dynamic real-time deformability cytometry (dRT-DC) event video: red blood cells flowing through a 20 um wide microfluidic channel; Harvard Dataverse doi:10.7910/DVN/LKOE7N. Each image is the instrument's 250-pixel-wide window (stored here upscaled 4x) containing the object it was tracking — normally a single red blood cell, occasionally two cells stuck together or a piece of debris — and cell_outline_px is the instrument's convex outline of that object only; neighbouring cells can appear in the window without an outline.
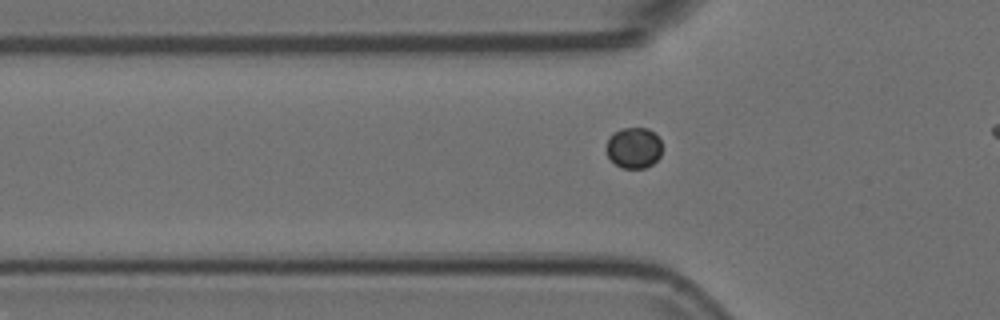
{"species": "Egyptian fruit bat (a non-hibernating species)", "species_latin": "Rousettus aegyptiacus", "temperature_condition": "room temperature", "stored_images_in_passage": 36, "camera_frame_rate_fps": 3000, "um_per_image_px": 0.085, "animal": {"sex": "female"}, "frame": {"image": 1, "passage_image": 9, "time_ms": 2.667, "image_size_px": [1000, 320], "cell_outline_px": [[660, 156], [652, 164], [644, 168], [620, 168], [608, 156], [604, 148], [612, 132], [620, 128], [648, 128], [660, 140]], "centroid_in_image_um": [53.82, 12.56], "position_along_channel_um": 72.0, "area_um2": 13.29}}
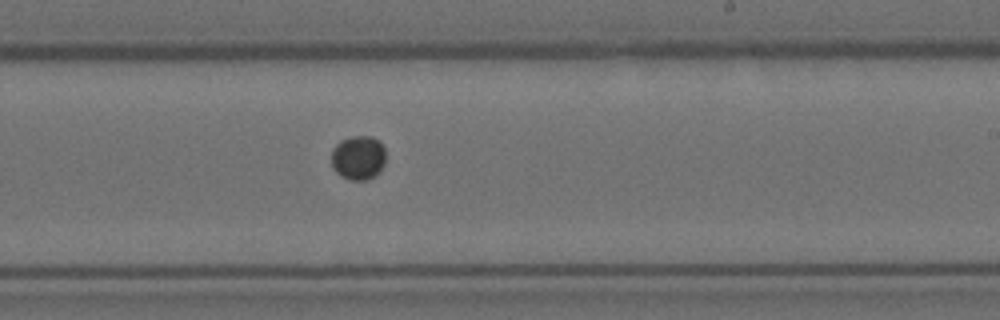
{"frame": {"image": 2, "passage_image": 24, "time_ms": 7.667, "image_size_px": [1000, 320], "cell_outline_px": [[384, 164], [372, 176], [364, 180], [352, 180], [340, 176], [332, 168], [332, 148], [340, 140], [352, 136], [372, 136], [380, 140], [384, 148]], "centroid_in_image_um": [30.42, 13.37], "position_along_channel_um": 258.6, "area_um2": 13.93}}
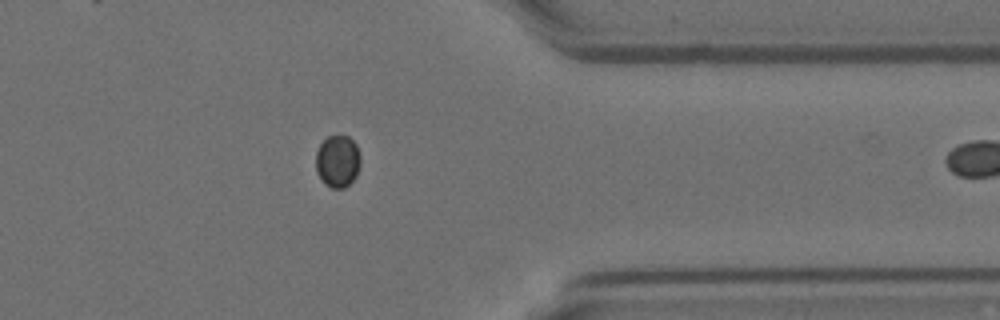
{"frame": {"image": 3, "passage_image": 35, "time_ms": 11.333, "image_size_px": [1000, 320], "cell_outline_px": [[360, 164], [356, 176], [344, 188], [332, 188], [324, 184], [320, 180], [316, 172], [316, 152], [320, 144], [328, 136], [348, 136], [356, 144], [360, 156]], "centroid_in_image_um": [28.68, 13.72], "position_along_channel_um": 382.7, "area_um2": 13.64}}